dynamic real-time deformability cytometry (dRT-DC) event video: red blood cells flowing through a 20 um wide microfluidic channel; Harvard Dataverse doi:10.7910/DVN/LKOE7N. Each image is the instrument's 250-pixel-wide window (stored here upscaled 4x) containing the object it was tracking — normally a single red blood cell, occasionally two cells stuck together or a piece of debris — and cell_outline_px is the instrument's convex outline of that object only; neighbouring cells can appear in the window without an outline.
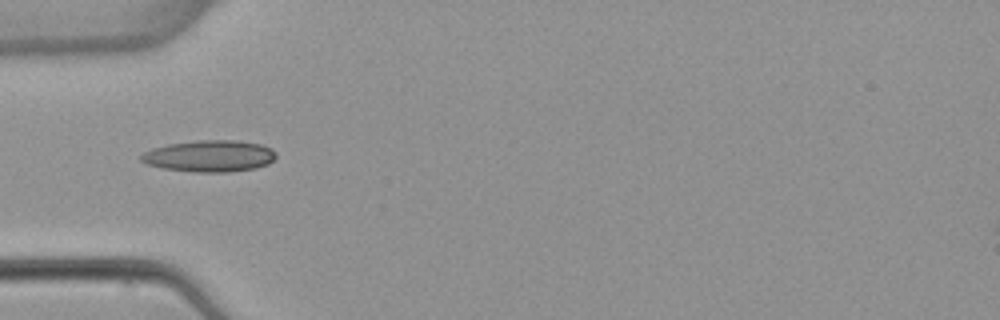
{"species": "common noctule bat (a hibernating species)", "species_latin": "Nyctalus noctula", "temperature_condition": "warm", "stored_images_in_passage": 3, "camera_frame_rate_fps": 3000, "um_per_image_px": 0.085, "animal": {"sex": "female", "body_mass_g": 22.7, "forearm_length_mm": 54.2}, "frame": {"image": 1, "passage_image": 1, "time_ms": 0.0, "image_size_px": [1000, 320], "cell_outline_px": [[276, 156], [268, 164], [256, 168], [228, 172], [192, 172], [164, 168], [148, 164], [140, 160], [140, 156], [144, 152], [152, 148], [168, 144], [196, 140], [236, 140], [260, 144], [272, 148], [276, 152]], "centroid_in_image_um": [17.82, 13.26], "position_along_channel_um": 67.2, "area_um2": 24.91}}
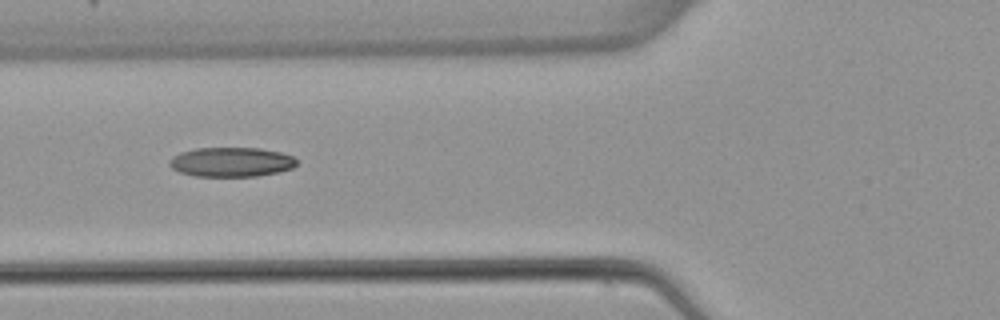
{"frame": {"image": 2, "passage_image": 2, "time_ms": 1.0, "image_size_px": [1000, 320], "cell_outline_px": [[296, 164], [292, 168], [280, 172], [256, 176], [196, 176], [180, 172], [172, 168], [168, 164], [168, 160], [172, 156], [180, 152], [196, 148], [260, 148], [280, 152], [292, 156], [296, 160]], "centroid_in_image_um": [19.63, 13.77], "position_along_channel_um": 106.2, "area_um2": 21.91}}
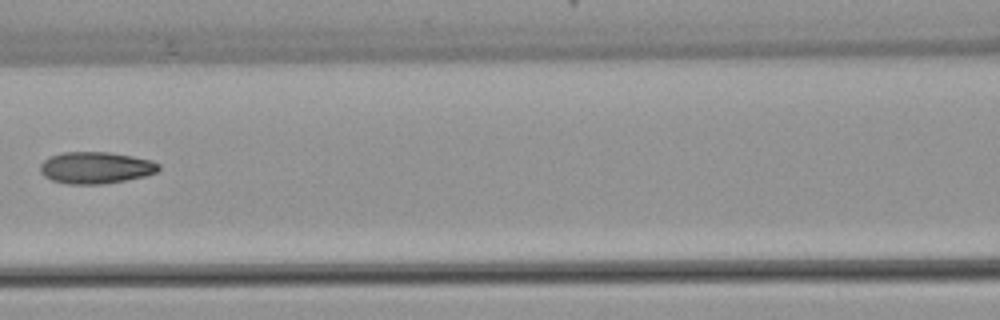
{"frame": {"image": 3, "passage_image": 3, "time_ms": 2.333, "image_size_px": [1000, 320], "cell_outline_px": [[160, 168], [156, 172], [144, 176], [104, 184], [68, 184], [52, 180], [44, 176], [40, 172], [40, 164], [44, 160], [52, 156], [64, 152], [108, 152], [132, 156], [152, 160], [160, 164]], "centroid_in_image_um": [8.14, 14.25], "position_along_channel_um": 158.5, "area_um2": 21.85}}